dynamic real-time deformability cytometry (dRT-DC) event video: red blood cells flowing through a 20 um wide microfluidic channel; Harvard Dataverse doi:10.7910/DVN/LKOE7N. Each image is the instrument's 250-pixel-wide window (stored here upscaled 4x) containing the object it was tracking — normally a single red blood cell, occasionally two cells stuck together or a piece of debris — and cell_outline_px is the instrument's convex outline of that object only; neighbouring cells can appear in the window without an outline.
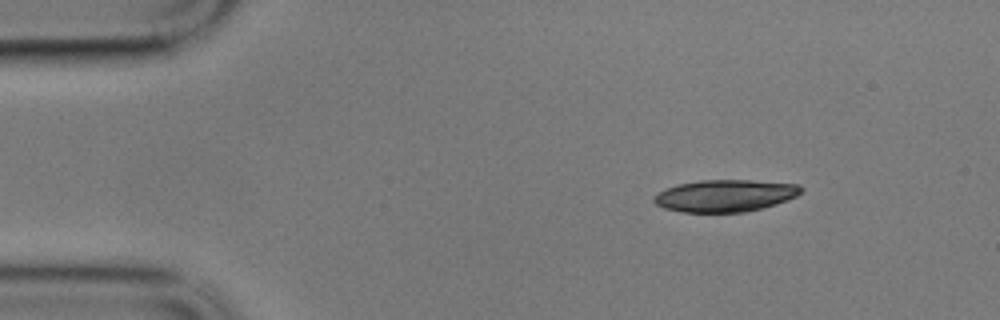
{"species": "common noctule bat (a hibernating species)", "species_latin": "Nyctalus noctula", "temperature_condition": "cold", "stored_images_in_passage": 51, "camera_frame_rate_fps": 3000, "um_per_image_px": 0.085, "animal": {"sex": "male", "body_mass_g": 17.9}, "frame": {"image": 1, "passage_image": 1, "time_ms": 0.0, "image_size_px": [1000, 320], "cell_outline_px": [[804, 188], [796, 196], [788, 200], [776, 204], [744, 212], [680, 212], [664, 208], [656, 204], [652, 200], [652, 196], [668, 188], [680, 184], [700, 180], [752, 180], [800, 184]], "centroid_in_image_um": [61.65, 16.63], "position_along_channel_um": 23.3, "area_um2": 27.46}}